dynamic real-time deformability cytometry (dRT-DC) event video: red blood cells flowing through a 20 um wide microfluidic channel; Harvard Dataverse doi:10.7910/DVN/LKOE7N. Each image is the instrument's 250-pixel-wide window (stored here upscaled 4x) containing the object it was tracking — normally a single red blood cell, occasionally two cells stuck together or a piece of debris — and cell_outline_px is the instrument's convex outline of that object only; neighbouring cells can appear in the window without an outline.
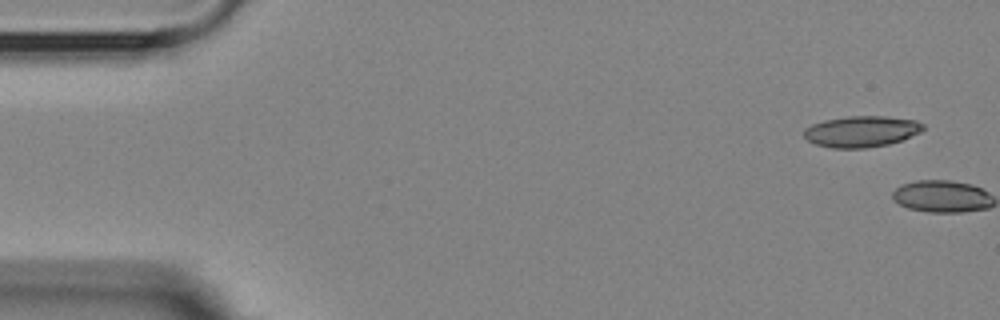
{"species": "Egyptian fruit bat (a non-hibernating species)", "species_latin": "Rousettus aegyptiacus", "temperature_condition": "room temperature", "stored_images_in_passage": 2, "camera_frame_rate_fps": 3000, "um_per_image_px": 0.085, "animal": {"sex": "female"}, "frame": {"image": 1, "passage_image": 1, "time_ms": 0.0, "image_size_px": [1000, 320], "cell_outline_px": [[924, 128], [920, 132], [900, 140], [888, 144], [864, 148], [832, 148], [816, 144], [808, 140], [804, 136], [804, 128], [812, 124], [824, 120], [848, 116], [884, 116], [916, 120], [924, 124]], "centroid_in_image_um": [73.21, 11.16], "position_along_channel_um": 11.8, "area_um2": 21.5}}